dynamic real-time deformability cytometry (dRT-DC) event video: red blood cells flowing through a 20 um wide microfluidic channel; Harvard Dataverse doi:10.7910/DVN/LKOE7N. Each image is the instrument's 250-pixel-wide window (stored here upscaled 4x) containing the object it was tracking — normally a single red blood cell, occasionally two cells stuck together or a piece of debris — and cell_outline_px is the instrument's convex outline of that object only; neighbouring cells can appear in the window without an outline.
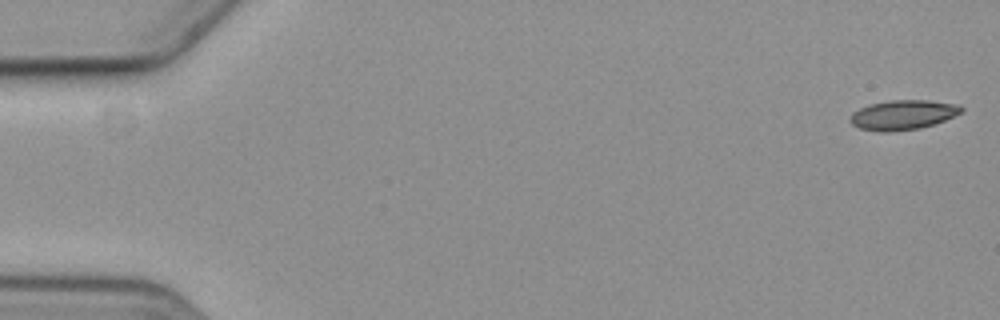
{"species": "common noctule bat (a hibernating species)", "species_latin": "Nyctalus noctula", "temperature_condition": "cold", "stored_images_in_passage": 6, "camera_frame_rate_fps": 3000, "um_per_image_px": 0.085, "animal": {"sex": "female", "body_mass_g": 19.3, "forearm_length_mm": 54.1}, "frame": {"image": 1, "passage_image": 1, "time_ms": 0.0, "image_size_px": [1000, 320], "cell_outline_px": [[964, 108], [960, 112], [944, 120], [920, 128], [888, 132], [880, 132], [860, 128], [852, 124], [852, 112], [868, 104], [892, 100], [928, 100], [960, 104]], "centroid_in_image_um": [76.75, 9.75], "position_along_channel_um": 8.2, "area_um2": 19.02}}
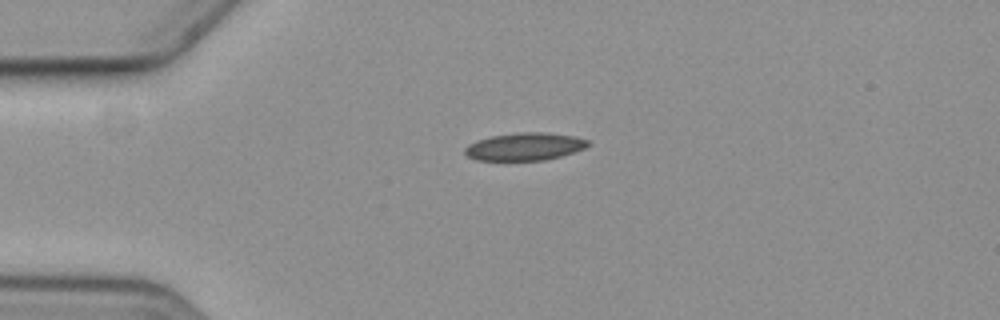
{"frame": {"image": 2, "passage_image": 4, "time_ms": 4.333, "image_size_px": [1000, 320], "cell_outline_px": [[588, 144], [584, 148], [560, 156], [544, 160], [476, 160], [468, 156], [464, 152], [464, 148], [468, 144], [476, 140], [492, 136], [516, 132], [544, 132], [576, 136], [588, 140]], "centroid_in_image_um": [44.56, 12.45], "position_along_channel_um": 40.4, "area_um2": 19.77}}
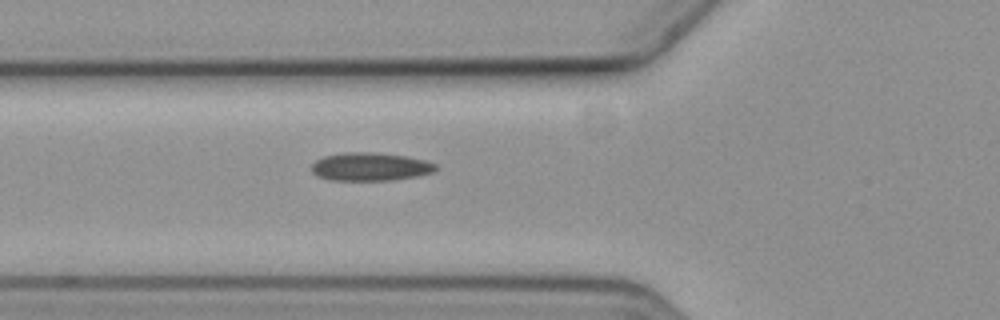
{"frame": {"image": 3, "passage_image": 6, "time_ms": 6.667, "image_size_px": [1000, 320], "cell_outline_px": [[436, 168], [432, 172], [416, 176], [392, 180], [332, 180], [316, 176], [312, 172], [312, 164], [316, 160], [324, 156], [344, 152], [372, 152], [408, 156], [424, 160], [436, 164]], "centroid_in_image_um": [31.44, 14.16], "position_along_channel_um": 94.4, "area_um2": 20.35}}